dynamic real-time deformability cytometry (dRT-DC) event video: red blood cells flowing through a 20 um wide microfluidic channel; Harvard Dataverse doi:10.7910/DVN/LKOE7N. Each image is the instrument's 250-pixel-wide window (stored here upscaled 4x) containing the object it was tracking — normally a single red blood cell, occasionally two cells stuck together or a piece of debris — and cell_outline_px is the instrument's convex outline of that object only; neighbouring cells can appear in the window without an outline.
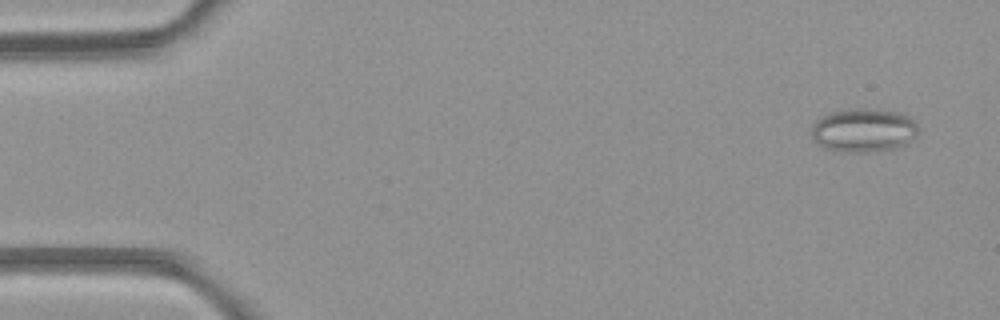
{"species": "common noctule bat (a hibernating species)", "species_latin": "Nyctalus noctula", "temperature_condition": "room temperature", "stored_images_in_passage": 5, "camera_frame_rate_fps": 3000, "um_per_image_px": 0.085, "animal": {"sex": "female", "body_mass_g": 21.9}, "frame": {"image": 1, "passage_image": 1, "time_ms": 0.0, "image_size_px": [1000, 320], "cell_outline_px": [[916, 136], [904, 144], [896, 148], [868, 152], [832, 152], [824, 148], [812, 136], [812, 124], [820, 116], [832, 112], [856, 108], [864, 108], [896, 112], [908, 116], [916, 124]], "centroid_in_image_um": [73.36, 11.08], "position_along_channel_um": 11.6, "area_um2": 27.05}}
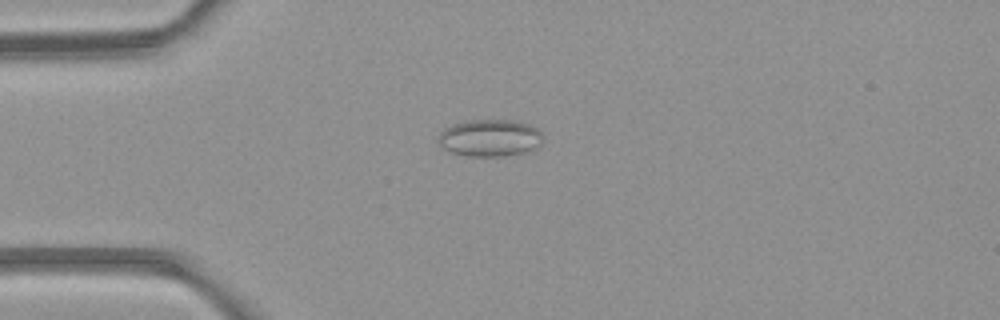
{"frame": {"image": 2, "passage_image": 4, "time_ms": 3.333, "image_size_px": [1000, 320], "cell_outline_px": [[544, 144], [536, 148], [524, 152], [504, 156], [468, 156], [452, 152], [440, 148], [436, 140], [440, 132], [444, 128], [452, 124], [468, 120], [512, 120], [528, 124], [536, 128], [544, 136]], "centroid_in_image_um": [41.63, 11.73], "position_along_channel_um": 43.4, "area_um2": 23.0}}